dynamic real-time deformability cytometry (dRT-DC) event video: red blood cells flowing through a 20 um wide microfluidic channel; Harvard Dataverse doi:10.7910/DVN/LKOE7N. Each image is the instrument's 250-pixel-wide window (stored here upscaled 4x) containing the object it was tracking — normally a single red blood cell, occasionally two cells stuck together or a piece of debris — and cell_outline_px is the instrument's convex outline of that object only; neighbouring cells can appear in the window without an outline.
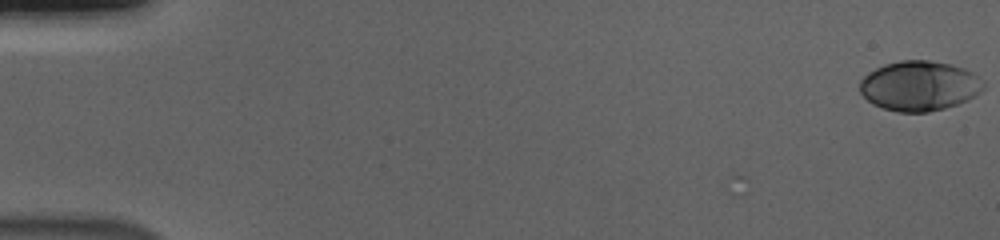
{"species": "human", "species_latin": "Homo sapiens", "temperature_condition": "cold", "stored_images_in_passage": 5, "camera_frame_rate_fps": 3000, "um_per_image_px": 0.085, "donor": {"sex": "male"}, "frame": {"image": 1, "passage_image": 1, "time_ms": 0.0, "image_size_px": [1000, 240], "cell_outline_px": [[984, 88], [980, 92], [968, 100], [944, 108], [928, 112], [896, 112], [872, 104], [860, 92], [860, 80], [868, 72], [884, 64], [900, 60], [928, 60], [952, 64], [964, 68], [972, 72], [984, 80]], "centroid_in_image_um": [78.15, 7.29], "position_along_channel_um": 6.8, "area_um2": 36.13}}